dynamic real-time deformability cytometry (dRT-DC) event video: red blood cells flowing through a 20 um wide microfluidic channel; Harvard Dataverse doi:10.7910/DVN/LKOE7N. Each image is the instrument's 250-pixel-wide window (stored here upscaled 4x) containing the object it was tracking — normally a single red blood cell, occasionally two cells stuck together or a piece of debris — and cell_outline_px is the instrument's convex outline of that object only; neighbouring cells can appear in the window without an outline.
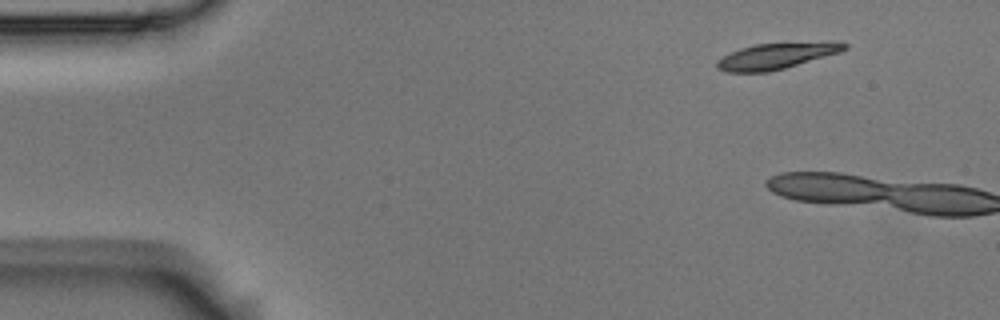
{"species": "Egyptian fruit bat (a non-hibernating species)", "species_latin": "Rousettus aegyptiacus", "temperature_condition": "room temperature", "stored_images_in_passage": 2, "camera_frame_rate_fps": 3000, "um_per_image_px": 0.085, "animal": {"sex": "male"}, "frame": {"image": 1, "passage_image": 1, "time_ms": 0.0, "image_size_px": [1000, 320], "cell_outline_px": [[848, 48], [840, 52], [784, 68], [768, 72], [724, 72], [716, 68], [716, 60], [740, 48], [752, 44], [840, 40], [848, 44]], "centroid_in_image_um": [66.04, 4.73], "position_along_channel_um": 19.0, "area_um2": 19.71}}